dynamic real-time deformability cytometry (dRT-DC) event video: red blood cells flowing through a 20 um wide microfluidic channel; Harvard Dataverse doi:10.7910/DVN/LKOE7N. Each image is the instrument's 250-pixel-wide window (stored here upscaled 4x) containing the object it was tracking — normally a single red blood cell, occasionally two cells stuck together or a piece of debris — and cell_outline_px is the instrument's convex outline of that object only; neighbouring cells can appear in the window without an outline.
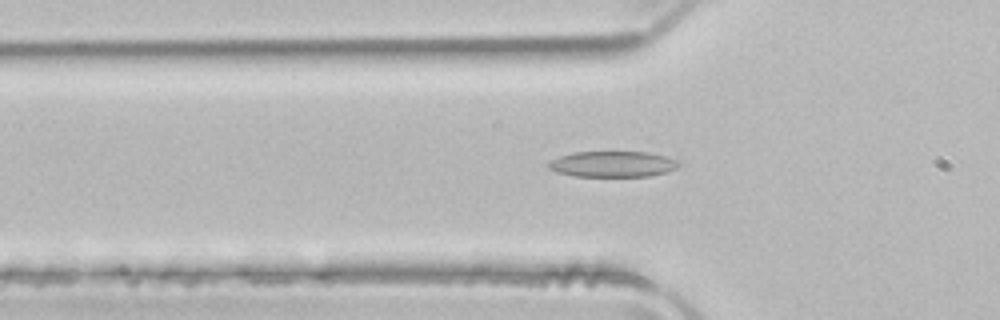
{"species": "common noctule bat (a hibernating species)", "species_latin": "Nyctalus noctula", "temperature_condition": "room temperature", "stored_images_in_passage": 44, "camera_frame_rate_fps": 3000, "um_per_image_px": 0.085, "animal": {"sex": "male", "body_mass_g": 21.5, "forearm_length_mm": 52.0}, "frame": {"image": 1, "passage_image": 12, "time_ms": 3.667, "image_size_px": [1000, 320], "cell_outline_px": [[680, 164], [676, 168], [668, 172], [648, 176], [576, 176], [556, 172], [548, 168], [548, 164], [552, 160], [560, 156], [572, 152], [648, 152], [668, 156], [676, 160]], "centroid_in_image_um": [52.1, 13.94], "position_along_channel_um": 73.7, "area_um2": 19.59}}
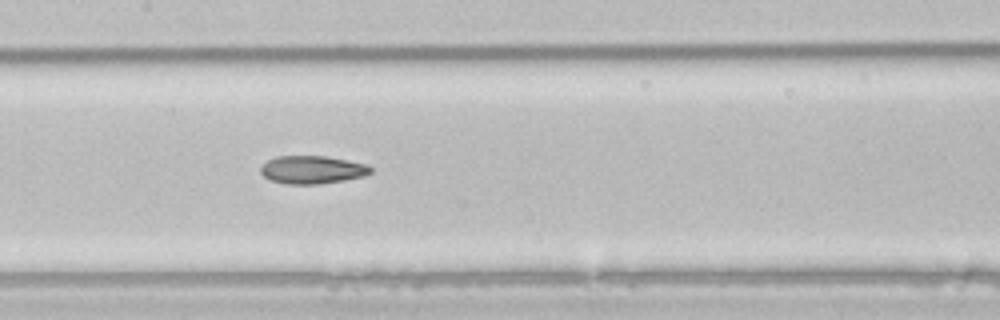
{"frame": {"image": 2, "passage_image": 20, "time_ms": 6.333, "image_size_px": [1000, 320], "cell_outline_px": [[372, 172], [364, 176], [344, 180], [320, 184], [284, 184], [272, 180], [264, 176], [260, 172], [260, 168], [268, 160], [276, 156], [324, 156], [368, 164], [372, 168]], "centroid_in_image_um": [26.55, 14.43], "position_along_channel_um": 180.8, "area_um2": 17.92}}
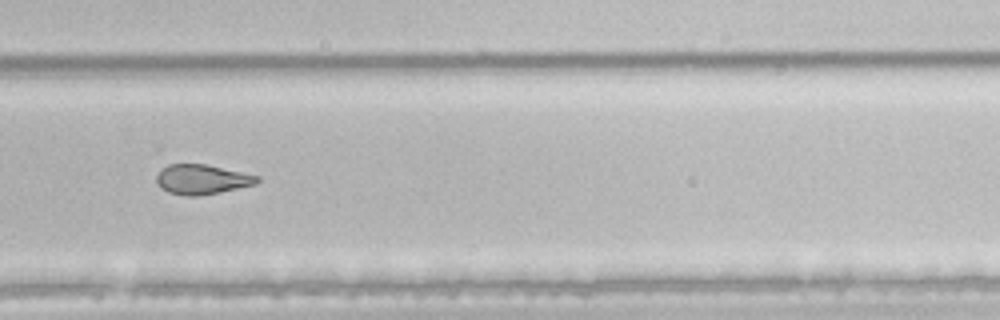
{"frame": {"image": 3, "passage_image": 30, "time_ms": 9.667, "image_size_px": [1000, 320], "cell_outline_px": [[260, 180], [256, 184], [220, 192], [196, 196], [184, 196], [168, 192], [160, 188], [156, 180], [156, 176], [168, 164], [204, 164], [260, 176]], "centroid_in_image_um": [17.16, 15.26], "position_along_channel_um": 312.6, "area_um2": 17.34}}